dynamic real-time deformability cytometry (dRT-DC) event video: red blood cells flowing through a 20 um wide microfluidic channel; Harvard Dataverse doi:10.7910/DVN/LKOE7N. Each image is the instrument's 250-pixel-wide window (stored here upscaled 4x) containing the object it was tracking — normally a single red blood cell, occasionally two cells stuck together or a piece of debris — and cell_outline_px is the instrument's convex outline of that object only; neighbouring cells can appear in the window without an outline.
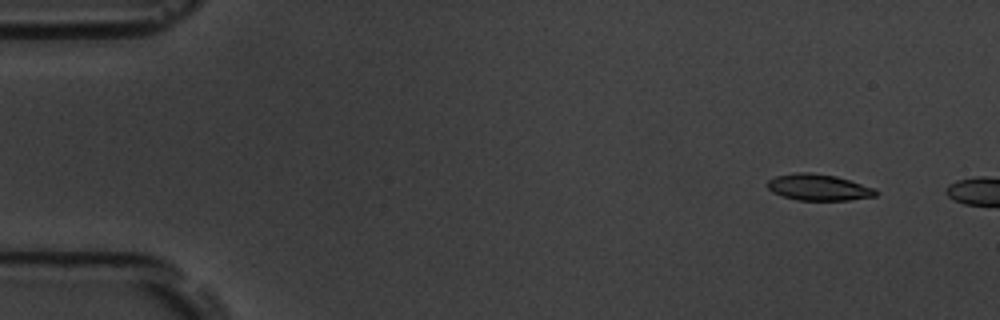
{"species": "common noctule bat (a hibernating species)", "species_latin": "Nyctalus noctula", "temperature_condition": "room temperature", "stored_images_in_passage": 4, "camera_frame_rate_fps": 3000, "um_per_image_px": 0.085, "animal": {"sex": "male", "body_mass_g": 19.5, "forearm_length_mm": 54.6}, "frame": {"image": 1, "passage_image": 2, "time_ms": 1.333, "image_size_px": [1000, 320], "cell_outline_px": [[880, 192], [876, 196], [848, 200], [800, 200], [784, 196], [772, 192], [768, 188], [768, 180], [776, 176], [796, 172], [812, 172], [836, 176], [876, 188]], "centroid_in_image_um": [69.62, 15.91], "position_along_channel_um": 15.4, "area_um2": 16.65}}